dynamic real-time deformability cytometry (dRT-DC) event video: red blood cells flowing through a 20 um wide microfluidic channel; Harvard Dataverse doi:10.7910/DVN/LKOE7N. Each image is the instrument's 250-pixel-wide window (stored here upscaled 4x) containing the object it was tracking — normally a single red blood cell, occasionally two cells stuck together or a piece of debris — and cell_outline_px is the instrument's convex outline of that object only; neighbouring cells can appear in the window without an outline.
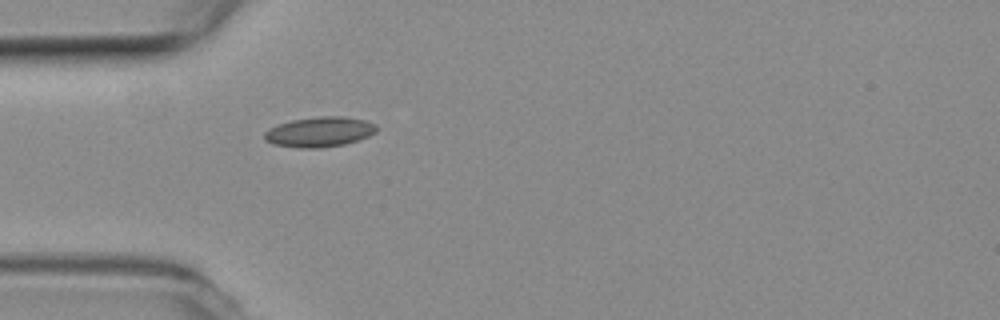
{"species": "common noctule bat (a hibernating species)", "species_latin": "Nyctalus noctula", "temperature_condition": "room temperature", "stored_images_in_passage": 1, "camera_frame_rate_fps": 3000, "um_per_image_px": 0.085, "animal": {"sex": "female", "body_mass_g": 19.3, "forearm_length_mm": 54.1}, "frame": {"image": 1, "passage_image": 1, "time_ms": 0.0, "image_size_px": [1000, 320], "cell_outline_px": [[376, 132], [368, 136], [344, 144], [320, 148], [300, 148], [272, 144], [264, 140], [264, 132], [268, 128], [292, 120], [320, 116], [344, 116], [364, 120], [376, 124]], "centroid_in_image_um": [27.13, 11.21], "position_along_channel_um": 57.9, "area_um2": 19.59}}